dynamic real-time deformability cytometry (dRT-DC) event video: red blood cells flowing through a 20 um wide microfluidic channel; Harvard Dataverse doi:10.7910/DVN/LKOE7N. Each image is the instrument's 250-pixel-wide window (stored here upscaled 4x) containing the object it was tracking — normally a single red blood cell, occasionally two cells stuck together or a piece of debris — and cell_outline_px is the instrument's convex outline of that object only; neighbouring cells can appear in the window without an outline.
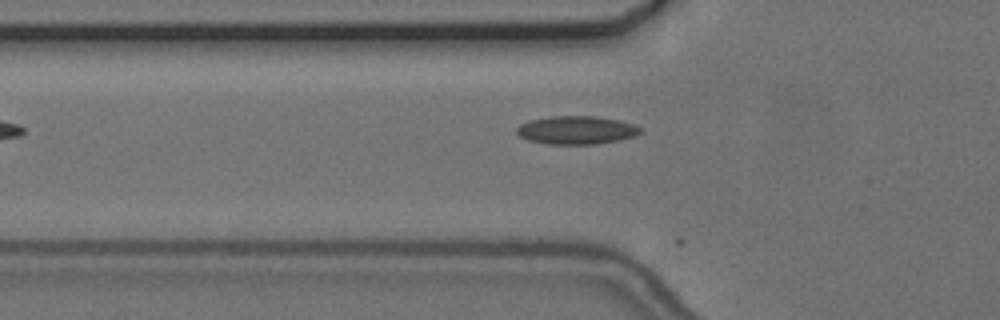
{"species": "common noctule bat (a hibernating species)", "species_latin": "Nyctalus noctula", "temperature_condition": "cold", "stored_images_in_passage": 8, "camera_frame_rate_fps": 3000, "um_per_image_px": 0.085, "animal": {"sex": "female", "body_mass_g": 24.6, "forearm_length_mm": 56.2}, "frame": {"image": 1, "passage_image": 3, "time_ms": 0.667, "image_size_px": [1000, 320], "cell_outline_px": [[644, 128], [636, 136], [620, 140], [596, 144], [548, 144], [528, 140], [520, 136], [516, 132], [516, 128], [520, 124], [528, 120], [552, 116], [596, 116], [636, 124]], "centroid_in_image_um": [49.02, 11.06], "position_along_channel_um": 76.8, "area_um2": 20.52}}
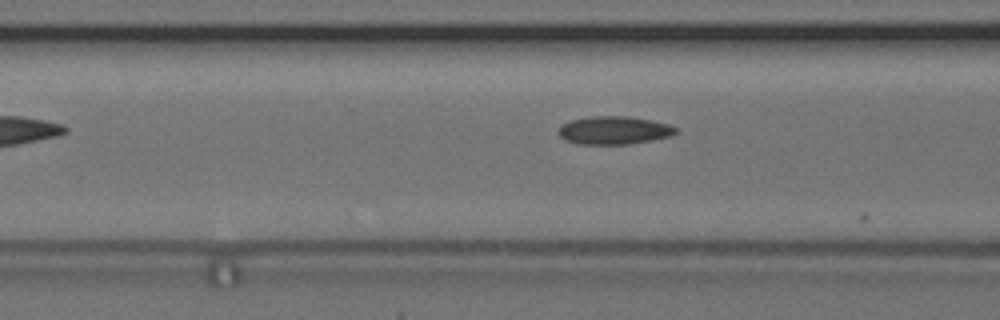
{"frame": {"image": 2, "passage_image": 6, "time_ms": 1.667, "image_size_px": [1000, 320], "cell_outline_px": [[680, 132], [672, 136], [652, 140], [628, 144], [580, 144], [564, 140], [556, 132], [560, 124], [572, 120], [592, 116], [628, 116], [652, 120], [668, 124], [676, 128]], "centroid_in_image_um": [52.19, 11.07], "position_along_channel_um": 114.4, "area_um2": 19.42}}